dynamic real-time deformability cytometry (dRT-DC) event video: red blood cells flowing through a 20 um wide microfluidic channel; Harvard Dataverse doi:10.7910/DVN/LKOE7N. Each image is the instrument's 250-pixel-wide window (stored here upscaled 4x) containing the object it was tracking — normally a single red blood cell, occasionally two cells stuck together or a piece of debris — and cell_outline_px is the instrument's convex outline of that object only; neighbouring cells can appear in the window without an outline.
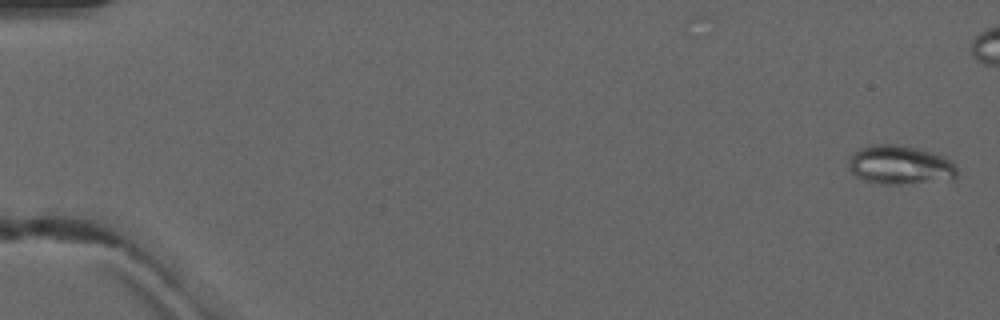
{"species": "common noctule bat (a hibernating species)", "species_latin": "Nyctalus noctula", "temperature_condition": "warm", "stored_images_in_passage": 6, "camera_frame_rate_fps": 3000, "um_per_image_px": 0.085, "animal": {"sex": "male", "forearm_length_mm": 52.5}, "frame": {"image": 1, "passage_image": 1, "time_ms": 0.0, "image_size_px": [1000, 320], "cell_outline_px": [[956, 180], [900, 184], [880, 184], [864, 180], [856, 176], [848, 168], [848, 160], [852, 152], [868, 144], [896, 144], [916, 148], [932, 152], [944, 156], [952, 160], [956, 168]], "centroid_in_image_um": [76.5, 14.02], "position_along_channel_um": 8.5, "area_um2": 25.09}}